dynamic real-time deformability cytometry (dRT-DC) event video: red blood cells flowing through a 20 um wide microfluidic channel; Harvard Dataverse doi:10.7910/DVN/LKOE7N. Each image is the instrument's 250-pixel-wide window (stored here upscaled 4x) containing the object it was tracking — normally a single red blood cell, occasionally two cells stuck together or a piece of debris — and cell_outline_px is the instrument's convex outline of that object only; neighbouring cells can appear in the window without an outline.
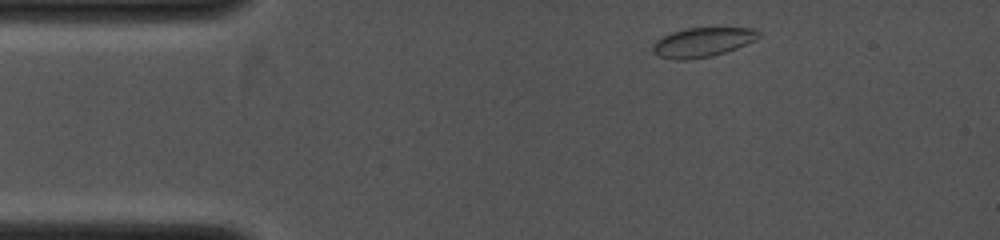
{"species": "common noctule bat (a hibernating species)", "species_latin": "Nyctalus noctula", "temperature_condition": "cold", "stored_images_in_passage": 39, "camera_frame_rate_fps": 4000, "um_per_image_px": 0.085, "animal": {"sex": "female", "body_mass_g": 19.0, "forearm_length_mm": 53.3}, "frame": {"image": 1, "passage_image": 1, "time_ms": 0.0, "image_size_px": [1000, 240], "cell_outline_px": [[760, 36], [756, 40], [736, 48], [712, 56], [684, 60], [676, 60], [660, 56], [652, 52], [652, 44], [656, 40], [672, 32], [688, 28], [752, 28], [760, 32]], "centroid_in_image_um": [59.7, 3.59], "position_along_channel_um": 25.3, "area_um2": 17.98}}
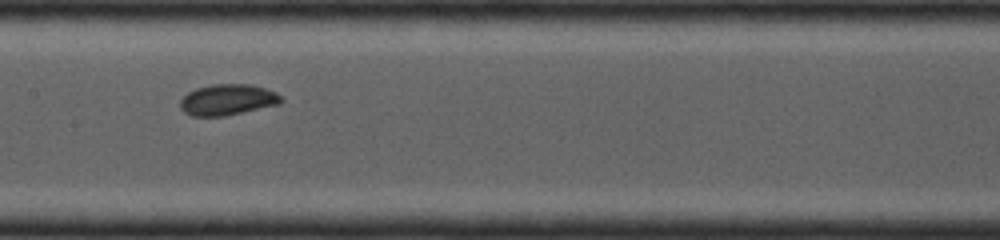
{"frame": {"image": 2, "passage_image": 16, "time_ms": 4.25, "image_size_px": [1000, 240], "cell_outline_px": [[284, 100], [280, 104], [224, 116], [192, 116], [184, 112], [180, 108], [180, 100], [188, 92], [196, 88], [212, 84], [248, 84], [264, 88], [276, 92]], "centroid_in_image_um": [19.33, 8.48], "position_along_channel_um": 188.1, "area_um2": 18.21}}
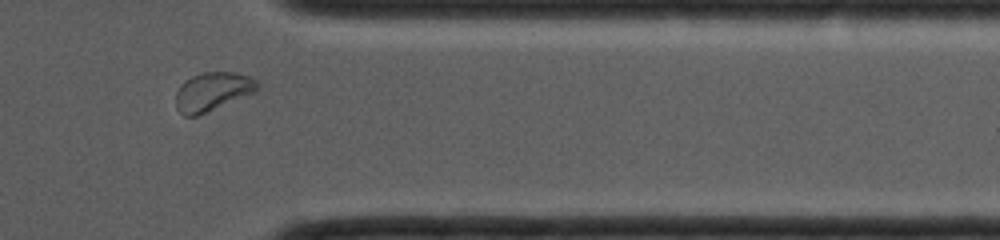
{"frame": {"image": 3, "passage_image": 34, "time_ms": 8.25, "image_size_px": [1000, 240], "cell_outline_px": [[260, 88], [256, 92], [196, 116], [184, 116], [176, 108], [176, 92], [180, 84], [192, 76], [200, 72], [236, 72], [248, 76], [256, 80], [260, 84]], "centroid_in_image_um": [18.08, 7.77], "position_along_channel_um": 393.3, "area_um2": 18.44}}